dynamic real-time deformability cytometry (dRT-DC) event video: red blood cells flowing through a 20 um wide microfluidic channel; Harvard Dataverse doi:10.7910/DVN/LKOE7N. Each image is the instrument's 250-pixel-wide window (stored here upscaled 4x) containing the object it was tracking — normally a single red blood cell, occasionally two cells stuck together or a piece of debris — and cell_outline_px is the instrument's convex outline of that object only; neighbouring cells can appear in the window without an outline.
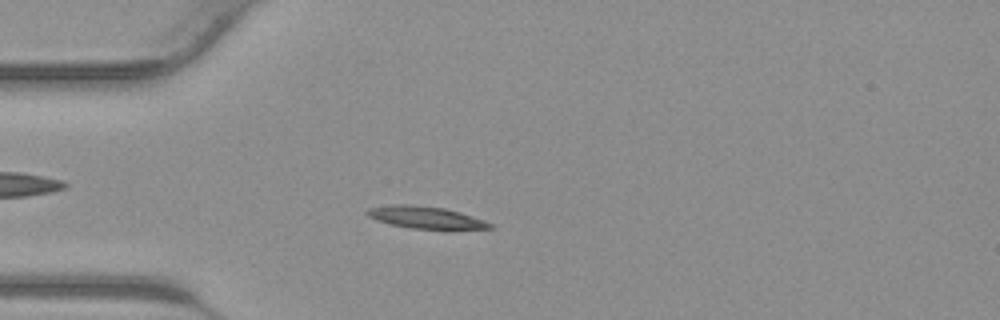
{"species": "common noctule bat (a hibernating species)", "species_latin": "Nyctalus noctula", "temperature_condition": "warm", "stored_images_in_passage": 42, "camera_frame_rate_fps": 3000, "um_per_image_px": 0.085, "animal": {"sex": "male", "body_mass_g": 23.1, "forearm_length_mm": 52.7}, "frame": {"image": 1, "passage_image": 11, "time_ms": 3.333, "image_size_px": [1000, 320], "cell_outline_px": [[496, 228], [452, 232], [412, 228], [388, 224], [376, 220], [368, 216], [364, 212], [368, 208], [392, 204], [412, 204], [444, 208], [460, 212], [484, 220], [492, 224]], "centroid_in_image_um": [36.28, 18.53], "position_along_channel_um": 48.7, "area_um2": 16.82}}
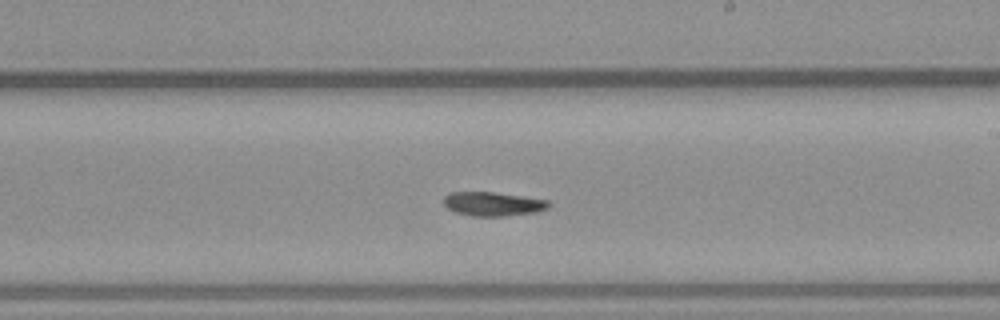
{"frame": {"image": 2, "passage_image": 24, "time_ms": 7.667, "image_size_px": [1000, 320], "cell_outline_px": [[552, 204], [548, 208], [536, 212], [504, 216], [472, 216], [456, 212], [448, 208], [444, 204], [444, 196], [448, 192], [492, 192], [524, 196], [548, 200]], "centroid_in_image_um": [41.92, 17.33], "position_along_channel_um": 247.1, "area_um2": 14.74}}
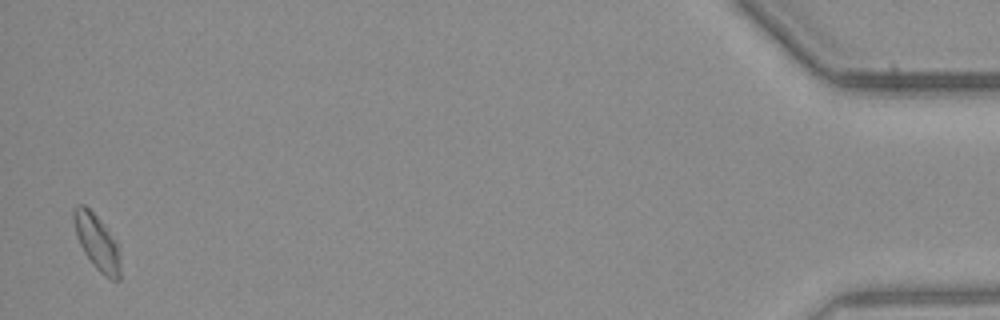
{"frame": {"image": 3, "passage_image": 41, "time_ms": 13.333, "image_size_px": [1000, 320], "cell_outline_px": [[120, 280], [112, 280], [104, 276], [96, 268], [84, 252], [80, 244], [76, 232], [72, 216], [72, 212], [76, 204], [84, 204], [100, 220], [116, 240], [120, 264]], "centroid_in_image_um": [8.24, 20.58], "position_along_channel_um": 427.0, "area_um2": 14.85}}